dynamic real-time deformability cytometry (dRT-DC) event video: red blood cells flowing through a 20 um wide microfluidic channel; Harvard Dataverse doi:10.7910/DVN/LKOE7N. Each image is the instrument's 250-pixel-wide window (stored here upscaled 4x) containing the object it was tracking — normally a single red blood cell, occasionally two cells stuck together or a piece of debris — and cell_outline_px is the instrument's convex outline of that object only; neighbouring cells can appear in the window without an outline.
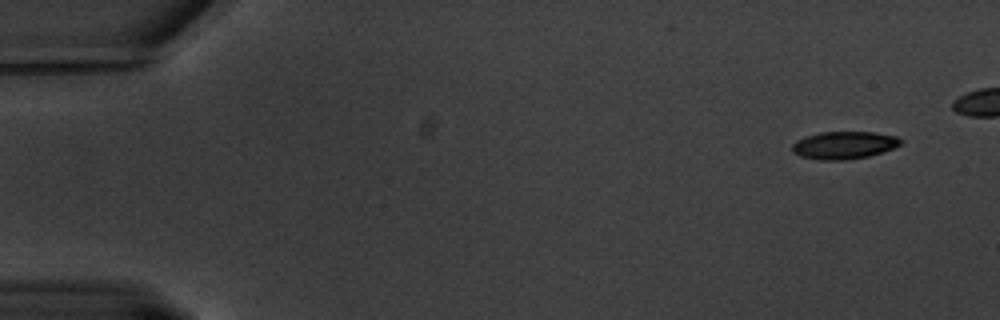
{"species": "common noctule bat (a hibernating species)", "species_latin": "Nyctalus noctula", "temperature_condition": "warm", "stored_images_in_passage": 52, "camera_frame_rate_fps": 3000, "um_per_image_px": 0.085, "animal": {"sex": "male", "body_mass_g": 20.1, "forearm_length_mm": 53.5}, "frame": {"image": 1, "passage_image": 1, "time_ms": 0.0, "image_size_px": [1000, 320], "cell_outline_px": [[904, 140], [900, 144], [892, 148], [868, 156], [844, 160], [820, 160], [800, 156], [792, 152], [792, 144], [796, 140], [804, 136], [820, 132], [876, 132], [896, 136]], "centroid_in_image_um": [71.7, 12.33], "position_along_channel_um": 13.3, "area_um2": 17.46}}
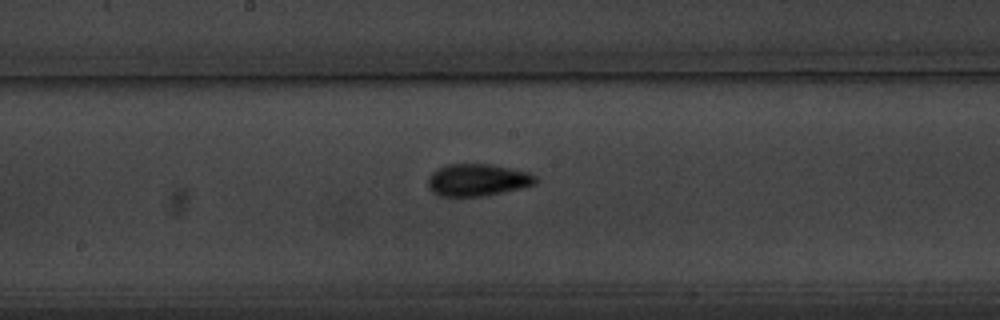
{"frame": {"image": 2, "passage_image": 30, "time_ms": 9.667, "image_size_px": [1000, 320], "cell_outline_px": [[536, 184], [520, 188], [484, 196], [440, 196], [432, 192], [428, 188], [428, 176], [432, 172], [448, 164], [488, 164], [528, 172], [536, 176]], "centroid_in_image_um": [40.56, 15.3], "position_along_channel_um": 207.6, "area_um2": 20.0}}
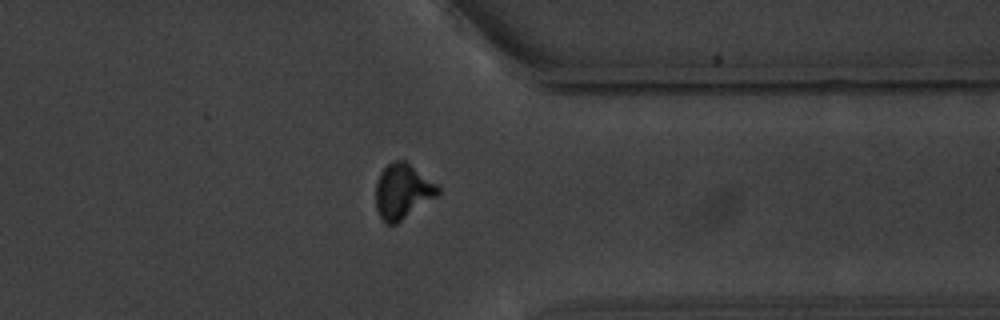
{"frame": {"image": 3, "passage_image": 46, "time_ms": 15.0, "image_size_px": [1000, 320], "cell_outline_px": [[440, 192], [436, 196], [396, 224], [384, 224], [376, 208], [376, 184], [380, 172], [392, 160], [404, 160], [436, 184], [440, 188]], "centroid_in_image_um": [34.19, 16.27], "position_along_channel_um": 377.2, "area_um2": 19.65}}